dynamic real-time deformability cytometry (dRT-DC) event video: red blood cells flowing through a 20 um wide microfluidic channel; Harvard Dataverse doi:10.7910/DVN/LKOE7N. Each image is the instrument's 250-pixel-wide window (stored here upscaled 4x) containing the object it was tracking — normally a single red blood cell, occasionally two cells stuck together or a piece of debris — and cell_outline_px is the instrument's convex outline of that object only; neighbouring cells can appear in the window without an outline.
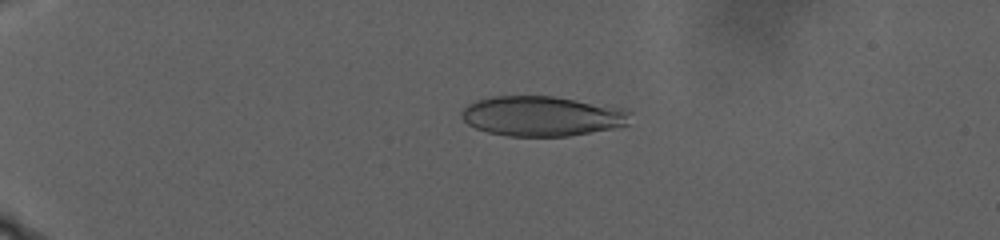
{"species": "human", "species_latin": "Homo sapiens", "temperature_condition": "warm", "stored_images_in_passage": 112, "camera_frame_rate_fps": 3000, "um_per_image_px": 0.085, "donor": {"sex": "male"}, "frame": {"image": 1, "passage_image": 30, "time_ms": 9.667, "image_size_px": [1000, 240], "cell_outline_px": [[632, 112], [628, 124], [612, 128], [568, 136], [508, 136], [488, 132], [476, 128], [468, 124], [460, 116], [460, 112], [468, 104], [476, 100], [492, 96], [552, 96], [624, 108]], "centroid_in_image_um": [46.05, 9.86], "position_along_channel_um": 38.9, "area_um2": 39.25}}
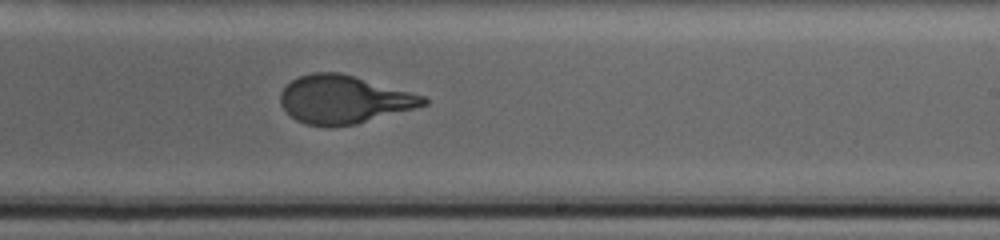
{"frame": {"image": 2, "passage_image": 75, "time_ms": 24.667, "image_size_px": [1000, 240], "cell_outline_px": [[428, 104], [416, 108], [356, 124], [328, 128], [324, 128], [304, 124], [296, 120], [280, 104], [280, 92], [292, 80], [300, 76], [312, 72], [340, 72], [424, 96], [428, 100]], "centroid_in_image_um": [29.2, 8.48], "position_along_channel_um": 259.8, "area_um2": 40.11}}
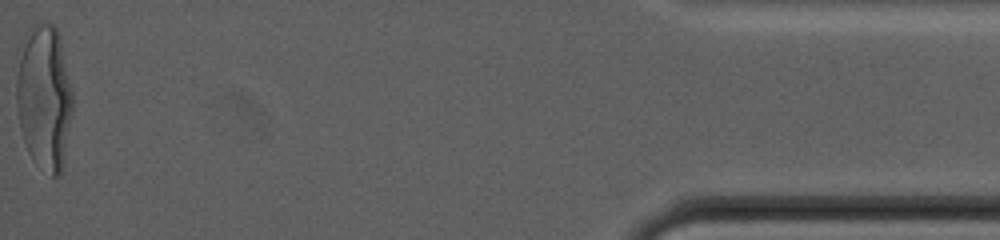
{"frame": {"image": 3, "passage_image": 112, "time_ms": 37.0, "image_size_px": [1000, 240], "cell_outline_px": [[72, 112], [60, 176], [52, 176], [36, 164], [32, 160], [28, 152], [20, 128], [16, 104], [16, 80], [20, 60], [28, 28], [44, 20], [52, 24], [56, 28], [60, 36], [72, 92]], "centroid_in_image_um": [3.76, 8.27], "position_along_channel_um": 431.4, "area_um2": 47.11}}